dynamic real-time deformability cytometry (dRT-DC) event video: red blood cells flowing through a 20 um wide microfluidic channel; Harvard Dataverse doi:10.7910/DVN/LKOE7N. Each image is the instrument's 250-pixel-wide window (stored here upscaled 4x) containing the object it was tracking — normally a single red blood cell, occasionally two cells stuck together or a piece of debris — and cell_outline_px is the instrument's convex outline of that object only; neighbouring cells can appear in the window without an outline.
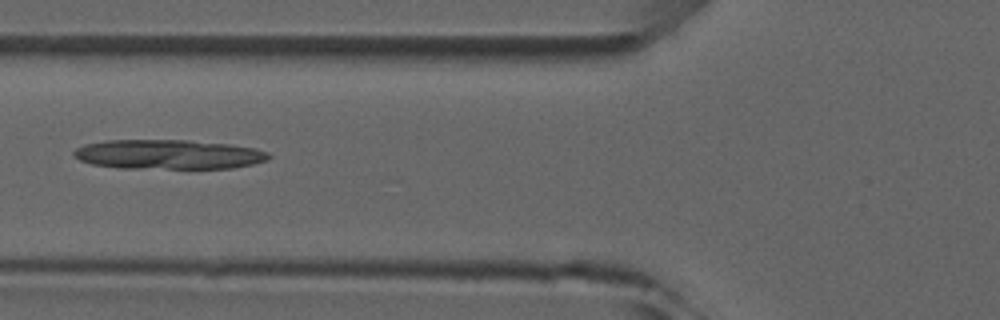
{"species": "common noctule bat (a hibernating species)", "species_latin": "Nyctalus noctula", "temperature_condition": "room temperature", "stored_images_in_passage": 6, "camera_frame_rate_fps": 3000, "um_per_image_px": 0.085, "animal": {"sex": "male", "forearm_length_mm": 52.5}, "frame": {"image": 1, "passage_image": 6, "time_ms": 5.667, "image_size_px": [1000, 320], "cell_outline_px": [[272, 156], [268, 160], [252, 164], [232, 168], [120, 168], [92, 164], [80, 160], [72, 156], [72, 152], [76, 148], [84, 144], [104, 140], [188, 140], [228, 144], [256, 148], [268, 152]], "centroid_in_image_um": [14.3, 13.12], "position_along_channel_um": 111.5, "area_um2": 33.7}}